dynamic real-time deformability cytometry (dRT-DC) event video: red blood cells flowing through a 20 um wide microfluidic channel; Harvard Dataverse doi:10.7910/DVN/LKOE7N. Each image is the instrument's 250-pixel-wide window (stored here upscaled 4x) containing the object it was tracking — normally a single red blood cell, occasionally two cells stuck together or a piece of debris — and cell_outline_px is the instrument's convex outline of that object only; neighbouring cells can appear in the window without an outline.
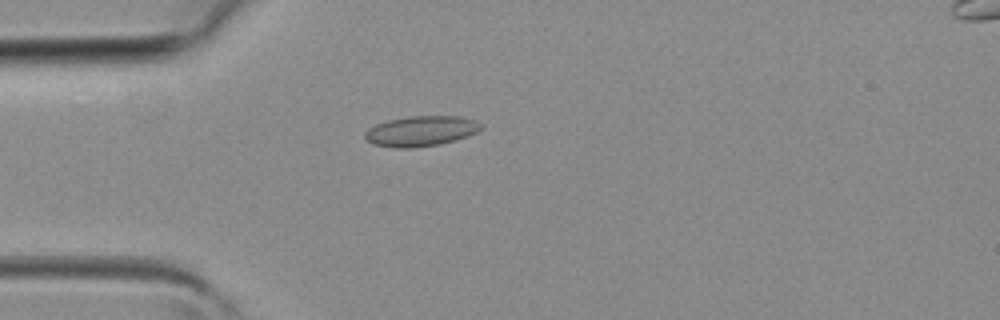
{"species": "common noctule bat (a hibernating species)", "species_latin": "Nyctalus noctula", "temperature_condition": "room temperature", "stored_images_in_passage": 39, "camera_frame_rate_fps": 3000, "um_per_image_px": 0.085, "animal": {"sex": "female", "body_mass_g": 19.3, "forearm_length_mm": 54.1}, "frame": {"image": 1, "passage_image": 11, "time_ms": 3.333, "image_size_px": [1000, 320], "cell_outline_px": [[484, 128], [468, 136], [456, 140], [440, 144], [412, 148], [396, 148], [372, 144], [364, 140], [364, 132], [368, 128], [376, 124], [388, 120], [408, 116], [460, 116], [476, 120], [484, 124]], "centroid_in_image_um": [35.79, 11.14], "position_along_channel_um": 49.2, "area_um2": 20.87}}
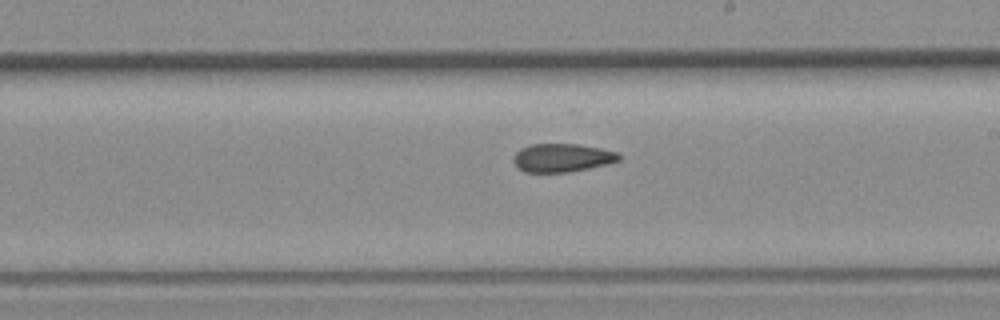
{"frame": {"image": 2, "passage_image": 23, "time_ms": 7.333, "image_size_px": [1000, 320], "cell_outline_px": [[620, 160], [608, 164], [568, 172], [524, 172], [516, 168], [512, 160], [512, 156], [520, 148], [532, 144], [576, 144], [600, 148], [616, 152], [620, 156]], "centroid_in_image_um": [47.72, 13.41], "position_along_channel_um": 241.3, "area_um2": 17.51}}
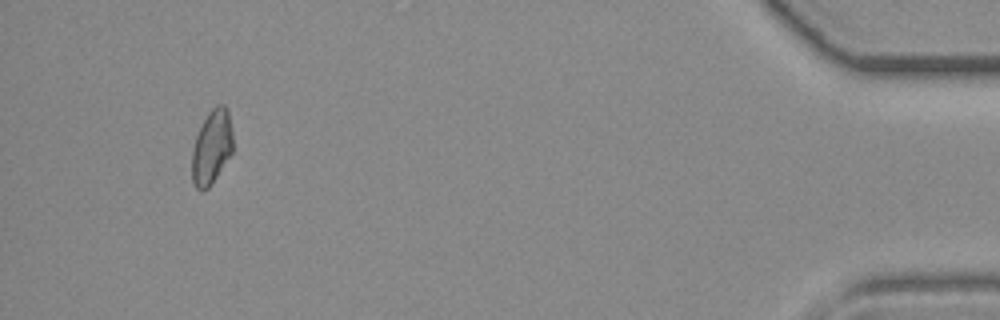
{"frame": {"image": 3, "passage_image": 38, "time_ms": 12.333, "image_size_px": [1000, 320], "cell_outline_px": [[232, 152], [208, 188], [200, 192], [196, 188], [192, 180], [192, 152], [196, 136], [208, 112], [216, 104], [224, 104], [228, 108], [232, 132]], "centroid_in_image_um": [17.99, 12.48], "position_along_channel_um": 417.2, "area_um2": 17.57}}